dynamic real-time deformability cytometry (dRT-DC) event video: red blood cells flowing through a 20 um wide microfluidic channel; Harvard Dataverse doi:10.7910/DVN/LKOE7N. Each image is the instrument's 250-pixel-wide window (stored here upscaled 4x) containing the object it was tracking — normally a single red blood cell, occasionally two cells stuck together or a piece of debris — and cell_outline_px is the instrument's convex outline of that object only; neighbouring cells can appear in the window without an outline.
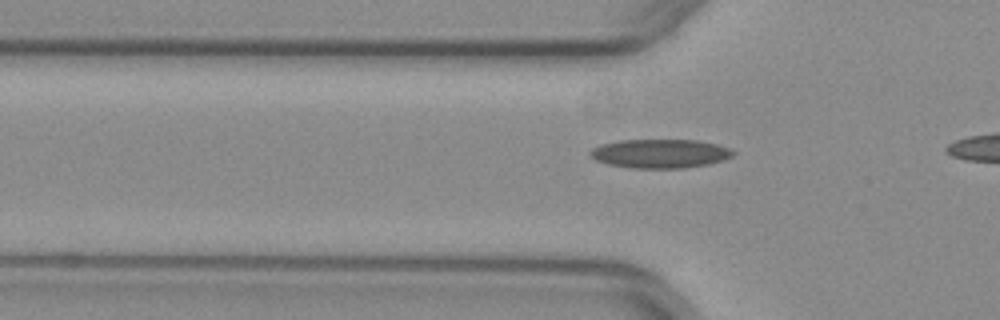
{"species": "common noctule bat (a hibernating species)", "species_latin": "Nyctalus noctula", "temperature_condition": "warm", "stored_images_in_passage": 4, "camera_frame_rate_fps": 3000, "um_per_image_px": 0.085, "animal": {"sex": "female", "body_mass_g": 29.2, "forearm_length_mm": 56.3}, "frame": {"image": 1, "passage_image": 2, "time_ms": 0.333, "image_size_px": [1000, 320], "cell_outline_px": [[736, 152], [732, 156], [724, 160], [708, 164], [684, 168], [632, 168], [608, 164], [596, 160], [588, 152], [592, 148], [600, 144], [620, 140], [696, 140], [716, 144], [728, 148]], "centroid_in_image_um": [56.1, 13.05], "position_along_channel_um": 69.7, "area_um2": 24.04}}